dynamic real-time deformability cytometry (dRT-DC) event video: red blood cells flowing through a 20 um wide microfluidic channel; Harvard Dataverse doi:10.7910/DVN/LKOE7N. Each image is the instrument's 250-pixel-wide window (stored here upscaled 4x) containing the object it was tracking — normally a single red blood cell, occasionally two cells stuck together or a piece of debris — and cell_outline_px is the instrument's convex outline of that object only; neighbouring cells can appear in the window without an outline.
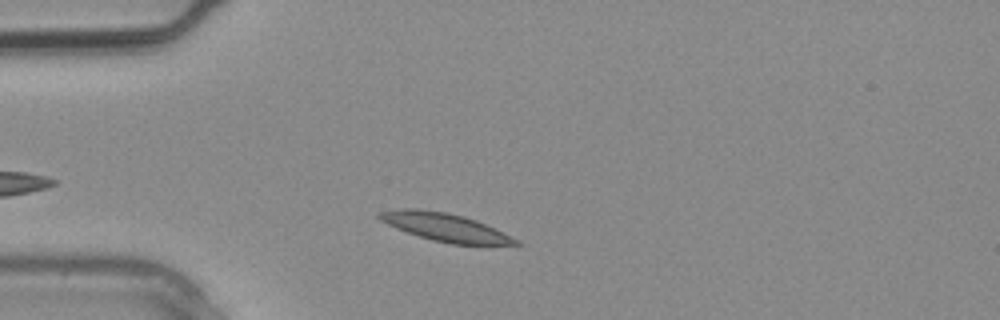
{"species": "common noctule bat (a hibernating species)", "species_latin": "Nyctalus noctula", "temperature_condition": "warm", "stored_images_in_passage": 3, "camera_frame_rate_fps": 3000, "um_per_image_px": 0.085, "animal": {"sex": "male", "body_mass_g": 20.4}, "frame": {"image": 1, "passage_image": 2, "time_ms": 0.333, "image_size_px": [1000, 320], "cell_outline_px": [[524, 244], [452, 244], [432, 240], [396, 228], [380, 220], [376, 216], [380, 212], [400, 208], [420, 208], [444, 212], [464, 216], [476, 220], [520, 240]], "centroid_in_image_um": [37.82, 19.3], "position_along_channel_um": 47.2, "area_um2": 22.02}}